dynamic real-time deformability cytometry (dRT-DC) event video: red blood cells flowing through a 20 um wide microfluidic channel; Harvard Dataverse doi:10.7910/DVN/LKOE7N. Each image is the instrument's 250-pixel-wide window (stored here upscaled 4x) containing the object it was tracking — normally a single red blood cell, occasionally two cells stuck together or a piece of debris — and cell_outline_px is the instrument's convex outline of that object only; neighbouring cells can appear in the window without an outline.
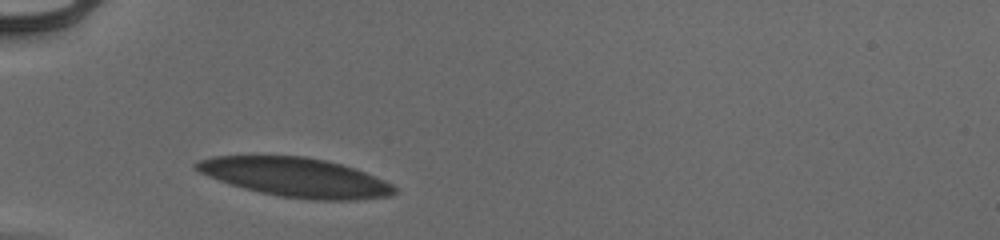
{"species": "human", "species_latin": "Homo sapiens", "temperature_condition": "cold", "stored_images_in_passage": 30, "camera_frame_rate_fps": 3000, "um_per_image_px": 0.085, "donor": {"sex": "male"}, "frame": {"image": 1, "passage_image": 1, "time_ms": 0.0, "image_size_px": [1000, 240], "cell_outline_px": [[396, 192], [388, 196], [356, 200], [312, 200], [280, 196], [260, 192], [244, 188], [208, 176], [192, 168], [192, 164], [200, 160], [216, 156], [304, 156], [324, 160], [340, 164], [364, 172], [384, 180], [392, 184], [396, 188]], "centroid_in_image_um": [25.12, 15.07], "position_along_channel_um": 59.9, "area_um2": 44.74}}
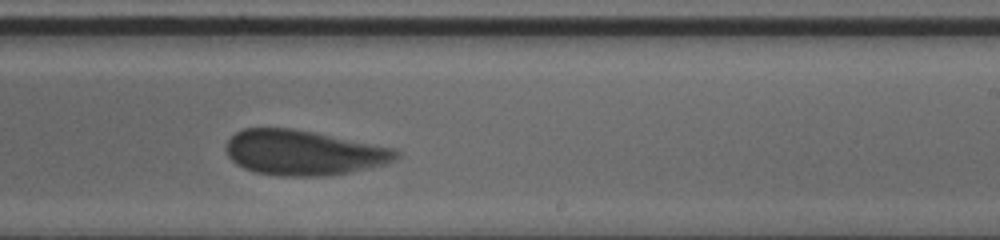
{"frame": {"image": 2, "passage_image": 18, "time_ms": 5.667, "image_size_px": [1000, 240], "cell_outline_px": [[400, 156], [396, 160], [384, 164], [352, 172], [328, 176], [276, 176], [256, 172], [244, 168], [236, 164], [228, 156], [224, 148], [228, 140], [236, 132], [244, 128], [292, 128], [316, 132], [396, 148], [400, 152]], "centroid_in_image_um": [25.82, 12.98], "position_along_channel_um": 263.2, "area_um2": 45.14}}
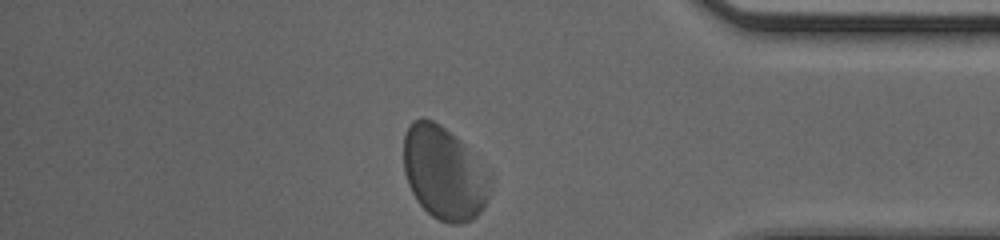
{"frame": {"image": 3, "passage_image": 30, "time_ms": 9.667, "image_size_px": [1000, 240], "cell_outline_px": [[496, 176], [484, 208], [472, 220], [460, 224], [448, 224], [432, 216], [416, 200], [408, 184], [404, 172], [404, 136], [412, 120], [420, 116], [424, 116], [440, 124], [460, 140]], "centroid_in_image_um": [37.8, 14.7], "position_along_channel_um": 397.4, "area_um2": 47.97}, "authors_computed_cell_mechanics": {"area_um2": 45.084, "velocity_mm_per_s": 3.8159, "shape_relaxation_time_tau1_ms": 2.2976, "shape_relaxation_time_tau2_ms": 1.1429, "deformation_change_tau1": 0.0971, "deformation_change_tau2": 0.0792}}